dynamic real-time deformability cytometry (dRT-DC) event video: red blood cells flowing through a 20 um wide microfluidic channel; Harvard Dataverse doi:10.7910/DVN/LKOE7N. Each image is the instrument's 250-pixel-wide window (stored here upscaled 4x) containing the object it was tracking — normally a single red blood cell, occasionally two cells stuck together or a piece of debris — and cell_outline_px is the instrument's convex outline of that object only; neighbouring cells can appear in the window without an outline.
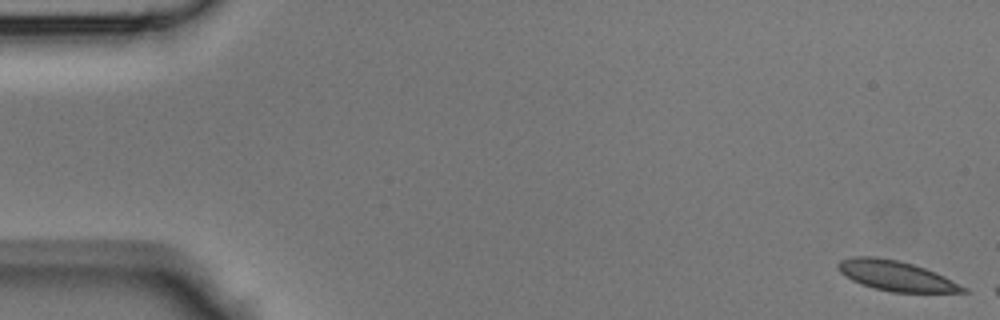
{"species": "Egyptian fruit bat (a non-hibernating species)", "species_latin": "Rousettus aegyptiacus", "temperature_condition": "room temperature", "stored_images_in_passage": 7, "camera_frame_rate_fps": 3000, "um_per_image_px": 0.085, "animal": {"sex": "male"}, "frame": {"image": 1, "passage_image": 1, "time_ms": 0.0, "image_size_px": [1000, 320], "cell_outline_px": [[968, 292], [892, 292], [872, 288], [860, 284], [844, 276], [836, 268], [836, 264], [840, 260], [852, 256], [876, 256], [900, 260], [936, 272], [968, 288]], "centroid_in_image_um": [76.11, 23.43], "position_along_channel_um": 8.9, "area_um2": 22.14}}